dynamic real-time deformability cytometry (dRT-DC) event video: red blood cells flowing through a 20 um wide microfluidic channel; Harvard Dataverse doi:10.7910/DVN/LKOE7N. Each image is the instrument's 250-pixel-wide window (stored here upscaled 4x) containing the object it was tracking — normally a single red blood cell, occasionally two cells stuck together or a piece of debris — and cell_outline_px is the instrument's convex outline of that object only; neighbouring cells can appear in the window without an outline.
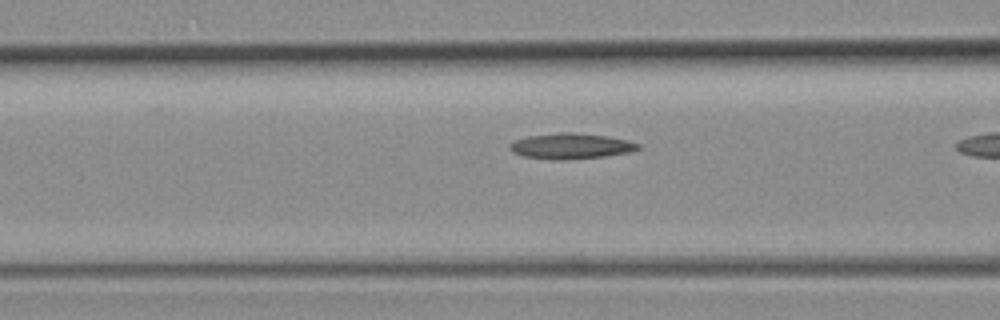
{"species": "common noctule bat (a hibernating species)", "species_latin": "Nyctalus noctula", "temperature_condition": "room temperature", "stored_images_in_passage": 12, "camera_frame_rate_fps": 3000, "um_per_image_px": 0.085, "animal": {"sex": "female", "body_mass_g": 19.3, "forearm_length_mm": 54.1}, "frame": {"image": 1, "passage_image": 10, "time_ms": 3.0, "image_size_px": [1000, 320], "cell_outline_px": [[640, 148], [632, 152], [604, 156], [564, 160], [556, 160], [524, 156], [512, 152], [508, 148], [508, 144], [516, 140], [528, 136], [560, 132], [572, 132], [608, 136], [628, 140], [640, 144]], "centroid_in_image_um": [48.53, 12.41], "position_along_channel_um": 118.1, "area_um2": 19.25}}